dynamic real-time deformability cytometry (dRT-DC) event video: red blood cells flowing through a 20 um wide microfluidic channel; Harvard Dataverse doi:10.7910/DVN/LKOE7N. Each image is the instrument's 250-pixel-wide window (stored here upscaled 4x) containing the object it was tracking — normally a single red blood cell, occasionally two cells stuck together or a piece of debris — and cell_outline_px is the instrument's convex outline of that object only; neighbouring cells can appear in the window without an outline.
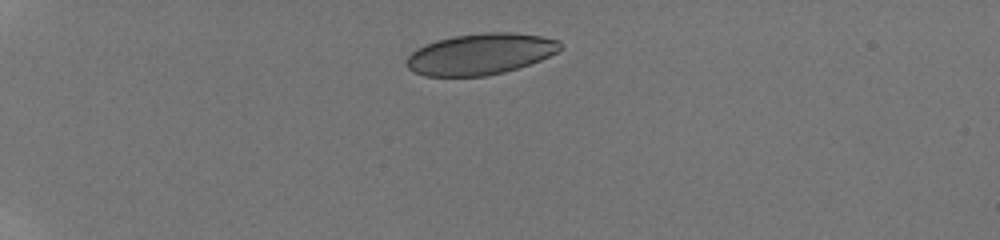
{"species": "human", "species_latin": "Homo sapiens", "temperature_condition": "room temperature", "stored_images_in_passage": 38, "camera_frame_rate_fps": 3000, "um_per_image_px": 0.085, "donor": {"sex": "male"}, "frame": {"image": 1, "passage_image": 1, "time_ms": 0.0, "image_size_px": [1000, 240], "cell_outline_px": [[564, 48], [540, 60], [504, 72], [488, 76], [424, 76], [408, 68], [404, 60], [416, 48], [424, 44], [436, 40], [452, 36], [484, 32], [512, 32], [540, 36], [560, 40]], "centroid_in_image_um": [40.82, 4.58], "position_along_channel_um": 44.2, "area_um2": 37.05}}
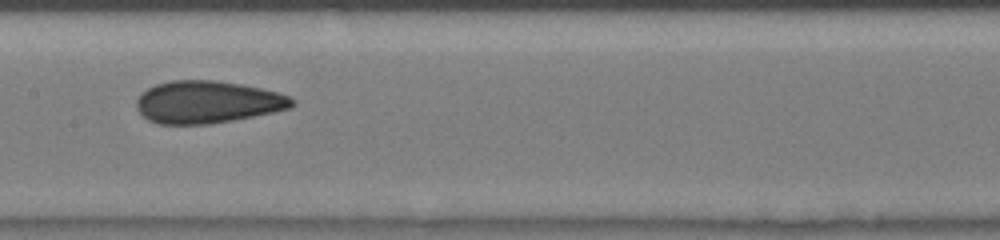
{"frame": {"image": 2, "passage_image": 16, "time_ms": 5.0, "image_size_px": [1000, 240], "cell_outline_px": [[296, 104], [288, 108], [272, 112], [232, 120], [208, 124], [160, 124], [148, 120], [136, 108], [136, 100], [148, 88], [156, 84], [172, 80], [216, 80], [240, 84], [260, 88], [276, 92], [288, 96], [296, 100]], "centroid_in_image_um": [17.62, 8.67], "position_along_channel_um": 189.8, "area_um2": 38.09}}
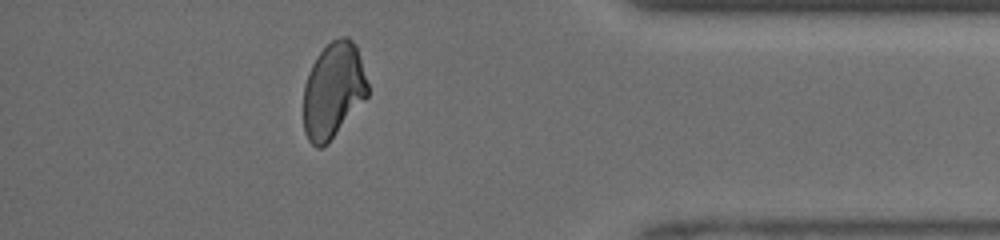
{"frame": {"image": 3, "passage_image": 33, "time_ms": 10.667, "image_size_px": [1000, 240], "cell_outline_px": [[368, 96], [328, 144], [320, 148], [316, 148], [308, 140], [304, 132], [304, 84], [312, 64], [316, 56], [332, 40], [340, 36], [348, 36], [356, 44], [368, 84]], "centroid_in_image_um": [28.32, 7.69], "position_along_channel_um": 406.9, "area_um2": 35.95}, "authors_computed_cell_mechanics": {"area_um2": 37.6856, "velocity_mm_per_s": 4.2017, "shape_relaxation_time_tau1_ms": 7.1218, "shape_relaxation_time_tau2_ms": 1.3833, "deformation_change_tau1": 0.14, "deformation_change_tau2": 0.0658}}